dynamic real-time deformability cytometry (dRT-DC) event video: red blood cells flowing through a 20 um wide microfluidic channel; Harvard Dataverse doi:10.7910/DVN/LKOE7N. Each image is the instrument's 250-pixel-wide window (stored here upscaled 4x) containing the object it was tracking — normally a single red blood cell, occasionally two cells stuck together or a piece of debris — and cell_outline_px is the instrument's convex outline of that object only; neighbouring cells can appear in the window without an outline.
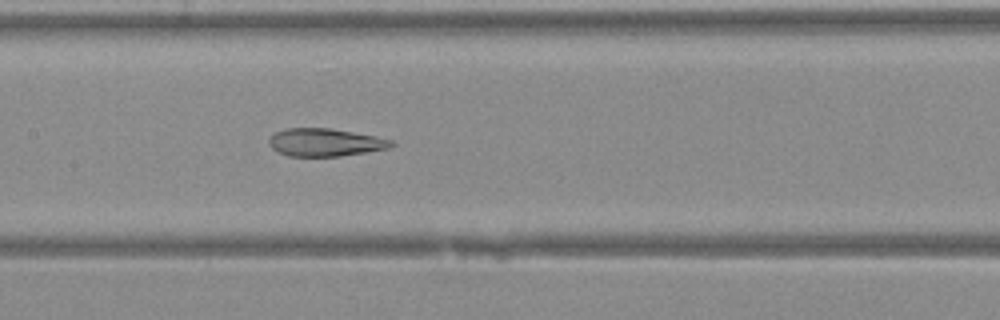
{"species": "Egyptian fruit bat (a non-hibernating species)", "species_latin": "Rousettus aegyptiacus", "temperature_condition": "warm", "stored_images_in_passage": 28, "camera_frame_rate_fps": 3000, "um_per_image_px": 0.085, "animal": {"sex": "female"}, "frame": {"image": 1, "passage_image": 9, "time_ms": 2.667, "image_size_px": [1000, 320], "cell_outline_px": [[396, 144], [392, 148], [340, 156], [288, 156], [272, 148], [268, 144], [268, 140], [276, 132], [288, 128], [332, 128], [376, 136], [392, 140]], "centroid_in_image_um": [27.69, 12.1], "position_along_channel_um": 179.7, "area_um2": 19.88}}
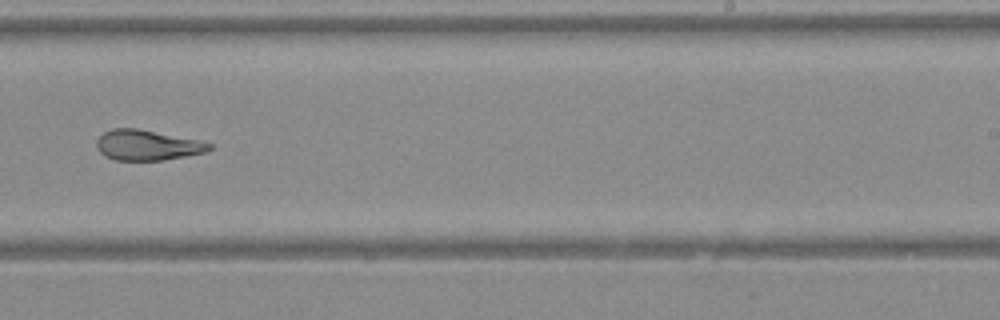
{"frame": {"image": 2, "passage_image": 15, "time_ms": 4.667, "image_size_px": [1000, 320], "cell_outline_px": [[212, 148], [208, 152], [164, 160], [116, 160], [104, 156], [100, 152], [96, 144], [96, 140], [104, 132], [112, 128], [136, 128], [200, 140], [212, 144]], "centroid_in_image_um": [12.53, 12.34], "position_along_channel_um": 276.5, "area_um2": 20.0}}
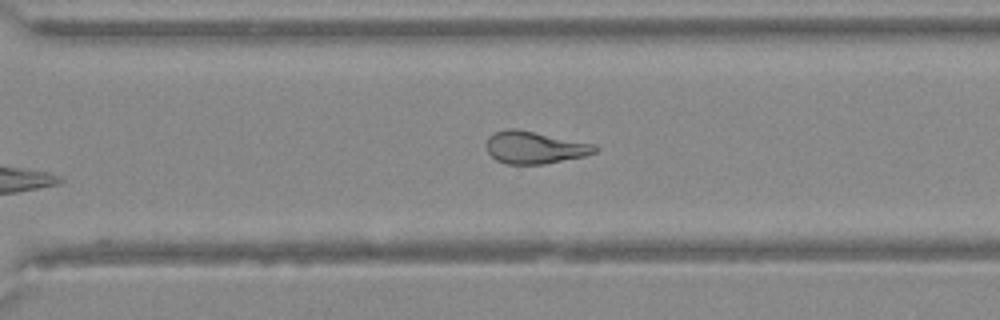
{"frame": {"image": 3, "passage_image": 18, "time_ms": 5.667, "image_size_px": [1000, 320], "cell_outline_px": [[600, 148], [596, 152], [584, 156], [544, 164], [508, 164], [496, 160], [488, 152], [484, 144], [488, 136], [504, 128], [516, 128], [596, 144]], "centroid_in_image_um": [45.43, 12.52], "position_along_channel_um": 325.2, "area_um2": 20.69}}